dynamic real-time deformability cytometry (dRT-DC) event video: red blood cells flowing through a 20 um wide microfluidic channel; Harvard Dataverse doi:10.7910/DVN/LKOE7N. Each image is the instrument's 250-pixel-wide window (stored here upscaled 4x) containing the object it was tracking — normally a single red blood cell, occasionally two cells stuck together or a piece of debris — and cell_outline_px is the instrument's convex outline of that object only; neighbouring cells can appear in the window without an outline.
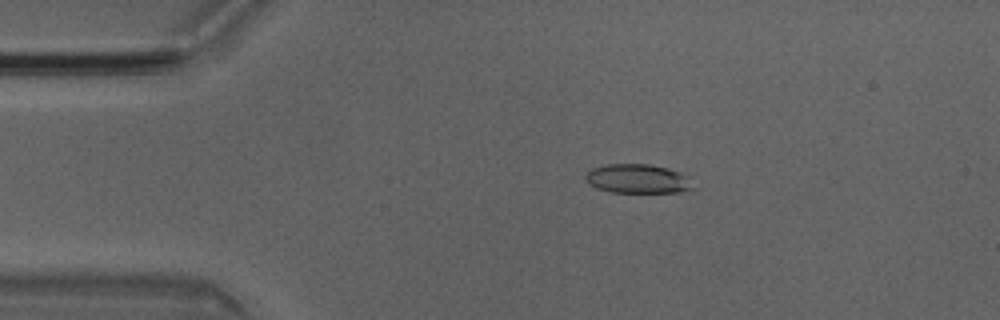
{"species": "Egyptian fruit bat (a non-hibernating species)", "species_latin": "Rousettus aegyptiacus", "temperature_condition": "room temperature", "stored_images_in_passage": 50, "camera_frame_rate_fps": 3000, "um_per_image_px": 0.085, "animal": {"sex": "male"}, "frame": {"image": 1, "passage_image": 9, "time_ms": 2.667, "image_size_px": [1000, 320], "cell_outline_px": [[692, 188], [680, 192], [612, 192], [596, 188], [588, 184], [584, 180], [584, 176], [592, 168], [604, 164], [648, 164], [668, 168], [680, 172], [688, 176]], "centroid_in_image_um": [54.15, 15.19], "position_along_channel_um": 30.9, "area_um2": 18.26}}
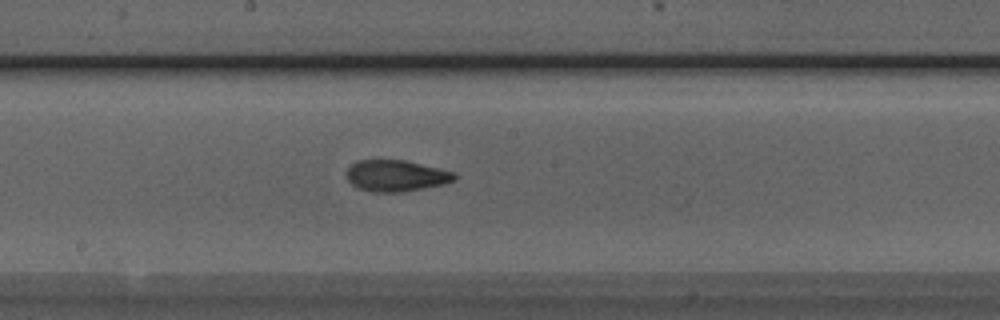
{"frame": {"image": 2, "passage_image": 26, "time_ms": 8.333, "image_size_px": [1000, 320], "cell_outline_px": [[456, 180], [444, 184], [404, 192], [372, 192], [360, 188], [352, 184], [348, 180], [348, 168], [356, 160], [404, 160], [440, 168], [456, 172]], "centroid_in_image_um": [33.71, 14.94], "position_along_channel_um": 214.5, "area_um2": 19.71}}
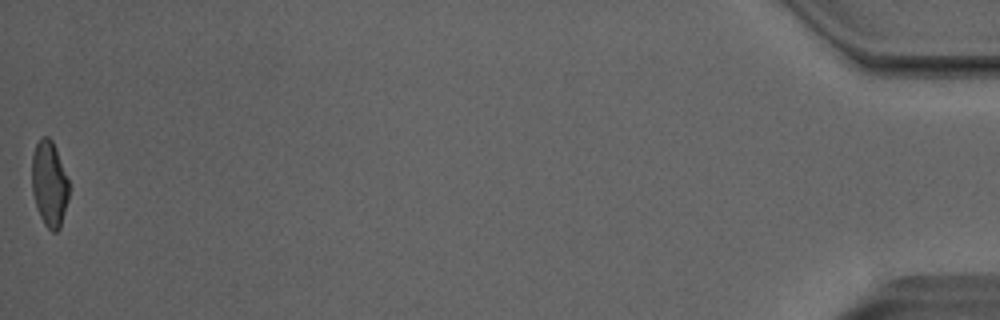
{"frame": {"image": 3, "passage_image": 50, "time_ms": 16.333, "image_size_px": [1000, 320], "cell_outline_px": [[68, 200], [60, 228], [56, 232], [52, 232], [44, 224], [40, 216], [32, 192], [32, 156], [36, 144], [40, 136], [48, 136], [52, 140], [56, 148], [68, 180]], "centroid_in_image_um": [4.19, 15.61], "position_along_channel_um": 431.0, "area_um2": 18.44}, "authors_computed_cell_mechanics": {"area_um2": 19.5653, "velocity_mm_per_s": 4.0338, "shape_relaxation_time_tau1_ms": 4.2993, "shape_relaxation_time_tau2_ms": 1.6406, "deformation_change_tau1": 0.1429, "deformation_change_tau2": 0.0785}}